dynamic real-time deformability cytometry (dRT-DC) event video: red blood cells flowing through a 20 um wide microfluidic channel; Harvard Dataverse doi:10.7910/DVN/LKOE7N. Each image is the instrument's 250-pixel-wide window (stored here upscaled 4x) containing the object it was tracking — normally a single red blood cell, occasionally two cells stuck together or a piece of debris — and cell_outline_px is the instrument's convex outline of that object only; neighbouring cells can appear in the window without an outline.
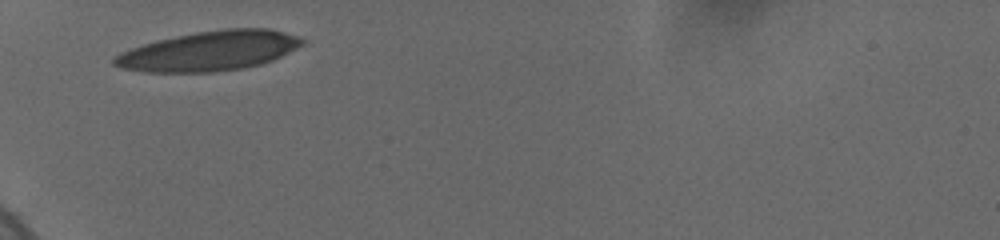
{"species": "human", "species_latin": "Homo sapiens", "temperature_condition": "cold", "stored_images_in_passage": 3, "camera_frame_rate_fps": 3000, "um_per_image_px": 0.085, "donor": {"sex": "female"}, "frame": {"image": 1, "passage_image": 1, "time_ms": 0.0, "image_size_px": [1000, 240], "cell_outline_px": [[308, 40], [304, 44], [272, 60], [260, 64], [244, 68], [212, 72], [144, 72], [120, 68], [112, 64], [112, 60], [120, 52], [144, 44], [176, 36], [196, 32], [224, 28], [268, 28], [300, 36]], "centroid_in_image_um": [17.82, 4.33], "position_along_channel_um": 67.2, "area_um2": 43.47}}